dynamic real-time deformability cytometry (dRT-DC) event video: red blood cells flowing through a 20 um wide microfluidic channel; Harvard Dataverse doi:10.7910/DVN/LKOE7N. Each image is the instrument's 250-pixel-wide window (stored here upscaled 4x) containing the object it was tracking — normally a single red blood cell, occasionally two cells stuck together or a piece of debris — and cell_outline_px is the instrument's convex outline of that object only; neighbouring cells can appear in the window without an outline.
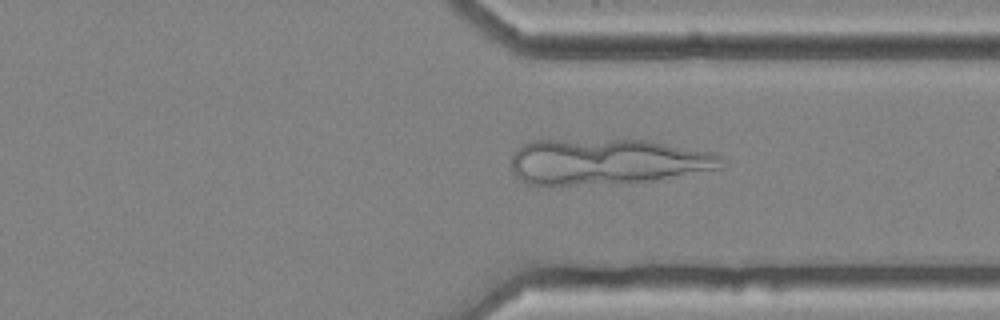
{"species": "common noctule bat (a hibernating species)", "species_latin": "Nyctalus noctula", "temperature_condition": "cold", "stored_images_in_passage": 48, "camera_frame_rate_fps": 3000, "um_per_image_px": 0.085, "animal": {"sex": "female", "body_mass_g": 25.1}, "frame": {"image": 1, "passage_image": 35, "time_ms": 11.333, "image_size_px": [1000, 320], "cell_outline_px": [[728, 164], [720, 168], [648, 180], [572, 184], [524, 184], [512, 172], [512, 156], [516, 148], [528, 140], [644, 140], [708, 152], [720, 156]], "centroid_in_image_um": [51.5, 13.71], "position_along_channel_um": 359.9, "area_um2": 54.97}}
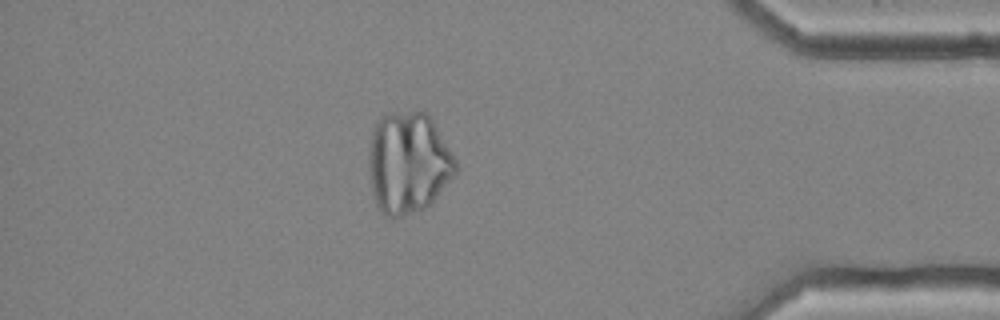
{"frame": {"image": 2, "passage_image": 41, "time_ms": 13.333, "image_size_px": [1000, 320], "cell_outline_px": [[460, 168], [436, 196], [424, 208], [392, 220], [384, 216], [380, 212], [376, 204], [372, 192], [368, 164], [368, 156], [372, 132], [376, 120], [388, 112], [428, 112], [456, 160]], "centroid_in_image_um": [34.67, 13.84], "position_along_channel_um": 400.5, "area_um2": 51.73}}